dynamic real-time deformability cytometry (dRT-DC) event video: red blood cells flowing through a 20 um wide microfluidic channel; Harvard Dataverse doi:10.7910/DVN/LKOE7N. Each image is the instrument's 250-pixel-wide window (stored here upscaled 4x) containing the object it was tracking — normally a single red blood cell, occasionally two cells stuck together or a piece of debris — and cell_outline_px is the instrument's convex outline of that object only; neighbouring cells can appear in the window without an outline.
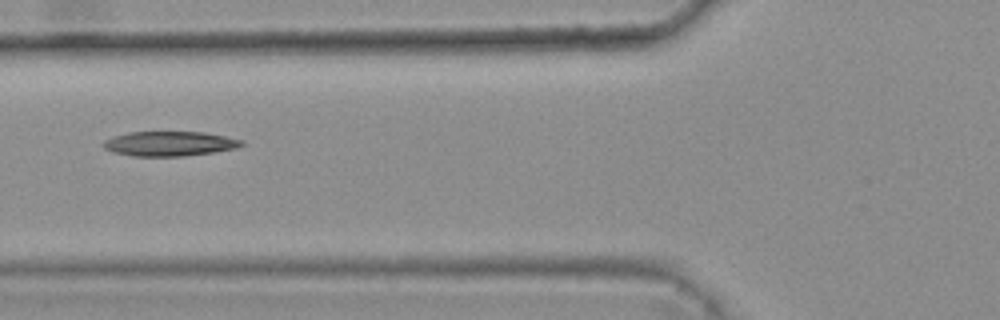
{"species": "common noctule bat (a hibernating species)", "species_latin": "Nyctalus noctula", "temperature_condition": "warm", "stored_images_in_passage": 7, "camera_frame_rate_fps": 3000, "um_per_image_px": 0.085, "animal": {"sex": "female", "body_mass_g": 25.1}, "frame": {"image": 1, "passage_image": 4, "time_ms": 1.0, "image_size_px": [1000, 320], "cell_outline_px": [[244, 144], [236, 148], [212, 152], [184, 156], [132, 156], [112, 152], [104, 148], [100, 144], [104, 140], [112, 136], [128, 132], [204, 132], [244, 140]], "centroid_in_image_um": [14.36, 12.21], "position_along_channel_um": 111.4, "area_um2": 20.0}}
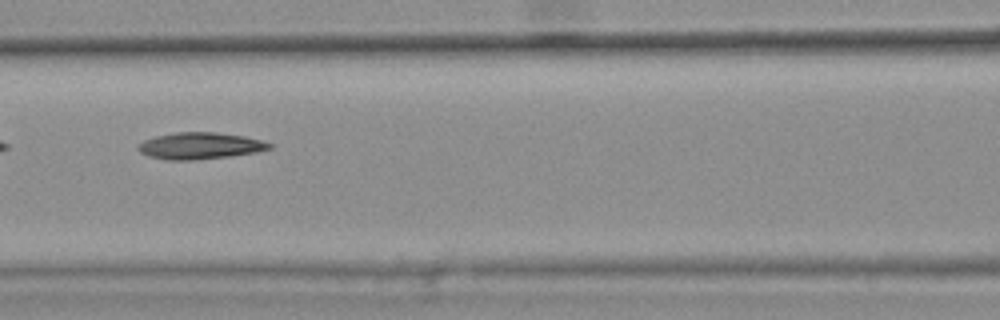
{"frame": {"image": 2, "passage_image": 5, "time_ms": 1.333, "image_size_px": [1000, 320], "cell_outline_px": [[272, 148], [256, 152], [228, 156], [192, 160], [168, 160], [148, 156], [140, 152], [136, 148], [144, 140], [156, 136], [176, 132], [216, 132], [244, 136], [260, 140], [272, 144]], "centroid_in_image_um": [16.98, 12.39], "position_along_channel_um": 149.6, "area_um2": 20.23}}
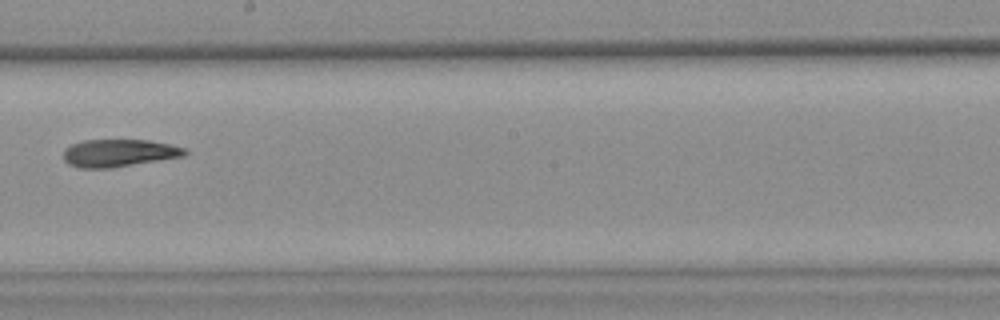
{"frame": {"image": 3, "passage_image": 7, "time_ms": 2.0, "image_size_px": [1000, 320], "cell_outline_px": [[188, 152], [184, 156], [112, 168], [80, 168], [68, 164], [64, 160], [64, 148], [72, 144], [84, 140], [148, 140], [188, 148]], "centroid_in_image_um": [10.11, 13.01], "position_along_channel_um": 238.1, "area_um2": 19.54}}